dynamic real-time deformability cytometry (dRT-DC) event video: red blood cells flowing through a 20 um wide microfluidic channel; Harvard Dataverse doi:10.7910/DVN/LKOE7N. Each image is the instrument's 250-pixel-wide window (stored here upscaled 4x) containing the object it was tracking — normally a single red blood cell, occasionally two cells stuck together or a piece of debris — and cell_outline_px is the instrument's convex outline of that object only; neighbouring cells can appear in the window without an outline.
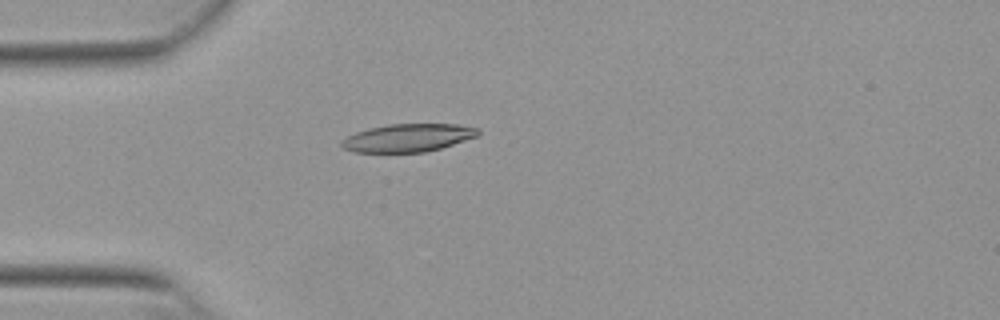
{"species": "Egyptian fruit bat (a non-hibernating species)", "species_latin": "Rousettus aegyptiacus", "temperature_condition": "warm", "stored_images_in_passage": 53, "camera_frame_rate_fps": 3000, "um_per_image_px": 0.085, "animal": {"sex": "female"}, "frame": {"image": 1, "passage_image": 15, "time_ms": 4.667, "image_size_px": [1000, 320], "cell_outline_px": [[480, 132], [476, 136], [440, 148], [424, 152], [356, 152], [344, 148], [340, 144], [340, 140], [356, 132], [368, 128], [388, 124], [456, 124], [480, 128]], "centroid_in_image_um": [34.65, 11.7], "position_along_channel_um": 50.3, "area_um2": 22.08}}
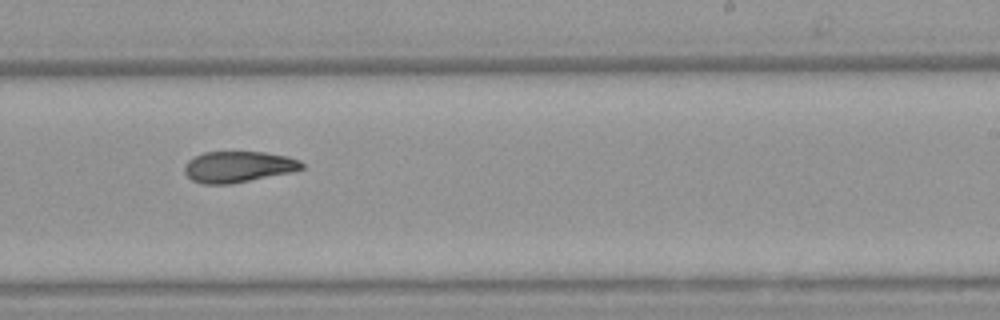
{"frame": {"image": 2, "passage_image": 33, "time_ms": 10.667, "image_size_px": [1000, 320], "cell_outline_px": [[304, 168], [288, 172], [232, 184], [200, 184], [192, 180], [184, 172], [184, 168], [188, 160], [204, 152], [264, 152], [288, 156], [300, 160], [304, 164]], "centroid_in_image_um": [20.23, 14.17], "position_along_channel_um": 268.8, "area_um2": 21.15}}
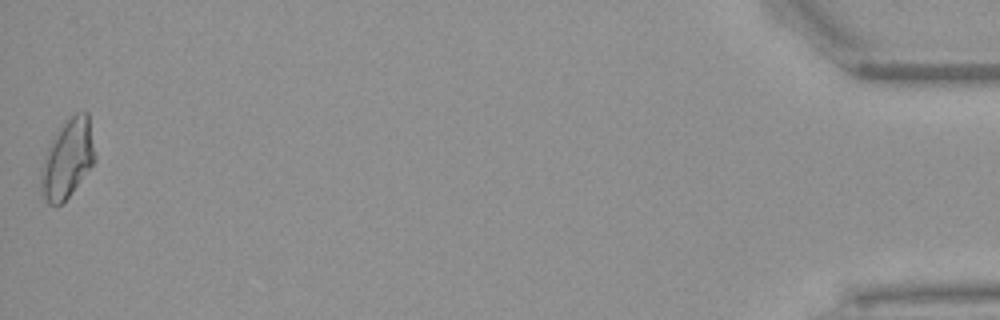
{"frame": {"image": 3, "passage_image": 53, "time_ms": 17.333, "image_size_px": [1000, 320], "cell_outline_px": [[96, 160], [68, 196], [60, 204], [48, 204], [40, 192], [40, 172], [44, 156], [52, 136], [64, 120], [76, 112], [88, 112], [96, 156]], "centroid_in_image_um": [5.72, 13.45], "position_along_channel_um": 429.5, "area_um2": 24.91}, "authors_computed_cell_mechanics": {"area_um2": 22.0218, "velocity_mm_per_s": 3.8439, "shape_relaxation_time_tau1_ms": null, "shape_relaxation_time_tau2_ms": 3.9695, "deformation_change_tau1": null, "deformation_change_tau2": 0.1062}}